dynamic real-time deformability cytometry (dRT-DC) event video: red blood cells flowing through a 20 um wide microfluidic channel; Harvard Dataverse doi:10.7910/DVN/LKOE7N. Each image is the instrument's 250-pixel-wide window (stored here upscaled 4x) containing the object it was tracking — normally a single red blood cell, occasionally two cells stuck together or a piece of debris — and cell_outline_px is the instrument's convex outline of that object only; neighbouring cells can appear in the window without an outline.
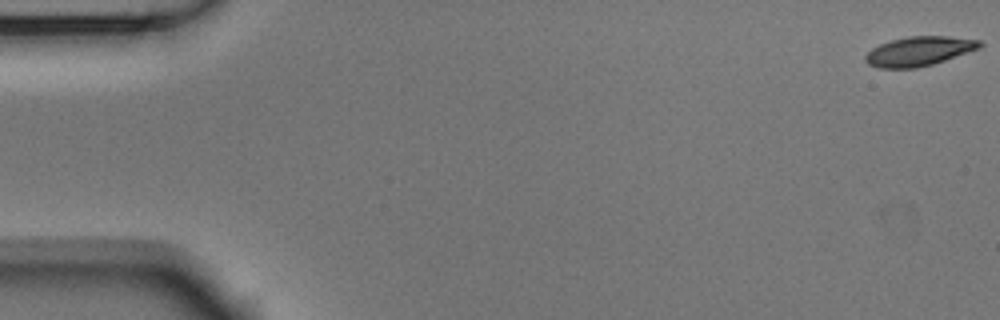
{"species": "Egyptian fruit bat (a non-hibernating species)", "species_latin": "Rousettus aegyptiacus", "temperature_condition": "room temperature", "stored_images_in_passage": 54, "camera_frame_rate_fps": 3000, "um_per_image_px": 0.085, "animal": {"sex": "male"}, "frame": {"image": 1, "passage_image": 1, "time_ms": 0.0, "image_size_px": [1000, 320], "cell_outline_px": [[984, 44], [980, 48], [932, 64], [916, 68], [876, 68], [868, 64], [864, 60], [864, 56], [872, 48], [880, 44], [892, 40], [908, 36], [948, 36], [980, 40]], "centroid_in_image_um": [78.1, 4.35], "position_along_channel_um": 6.9, "area_um2": 19.54}}
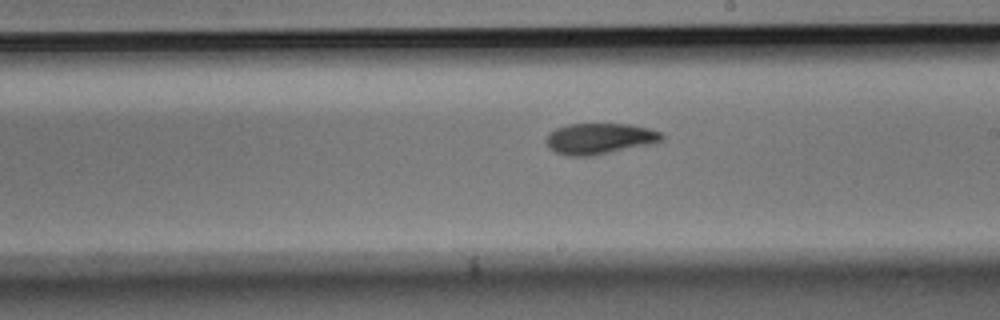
{"frame": {"image": 2, "passage_image": 31, "time_ms": 10.0, "image_size_px": [1000, 320], "cell_outline_px": [[664, 140], [648, 144], [592, 156], [572, 156], [556, 152], [544, 140], [548, 132], [556, 128], [568, 124], [632, 124], [648, 128], [660, 132], [664, 136]], "centroid_in_image_um": [50.95, 11.77], "position_along_channel_um": 238.0, "area_um2": 20.69}}
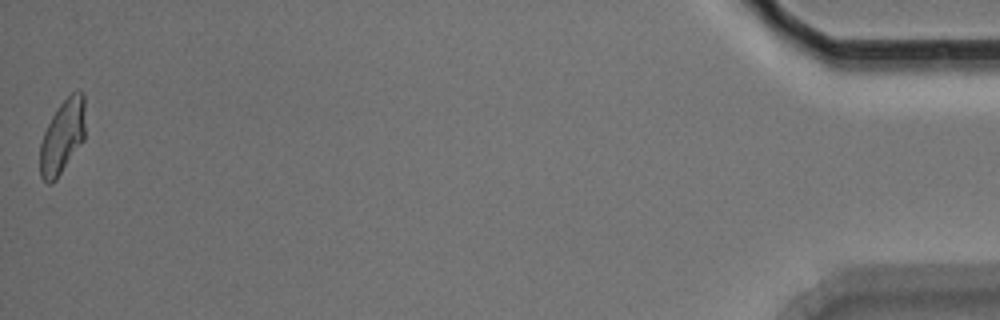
{"frame": {"image": 3, "passage_image": 54, "time_ms": 17.667, "image_size_px": [1000, 320], "cell_outline_px": [[84, 140], [56, 180], [52, 184], [48, 184], [40, 176], [40, 144], [44, 132], [56, 108], [72, 92], [84, 92]], "centroid_in_image_um": [5.29, 11.64], "position_along_channel_um": 429.9, "area_um2": 19.42}, "authors_computed_cell_mechanics": {"area_um2": 20.2878, "velocity_mm_per_s": 3.7545, "shape_relaxation_time_tau1_ms": 6.0691, "shape_relaxation_time_tau2_ms": 5.6286, "deformation_change_tau1": 0.1664, "deformation_change_tau2": 0.1157}}